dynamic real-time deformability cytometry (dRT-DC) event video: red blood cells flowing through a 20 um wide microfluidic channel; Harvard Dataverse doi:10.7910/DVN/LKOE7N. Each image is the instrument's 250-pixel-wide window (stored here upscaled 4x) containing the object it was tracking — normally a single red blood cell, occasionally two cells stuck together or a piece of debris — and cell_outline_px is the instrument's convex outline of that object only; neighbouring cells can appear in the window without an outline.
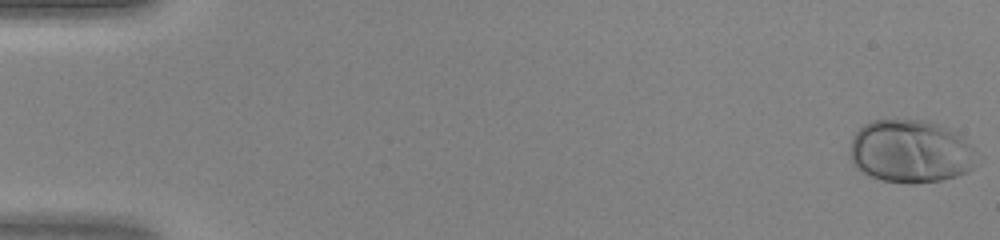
{"species": "human", "species_latin": "Homo sapiens", "temperature_condition": "warm", "stored_images_in_passage": 39, "camera_frame_rate_fps": 3000, "um_per_image_px": 0.085, "donor": {"sex": "female"}, "frame": {"image": 1, "passage_image": 1, "time_ms": 0.0, "image_size_px": [1000, 240], "cell_outline_px": [[984, 160], [968, 172], [956, 176], [940, 180], [916, 184], [908, 184], [884, 180], [868, 176], [856, 168], [852, 160], [852, 136], [864, 124], [872, 120], [928, 120], [940, 124], [956, 132]], "centroid_in_image_um": [77.47, 12.88], "position_along_channel_um": 7.5, "area_um2": 47.05}}
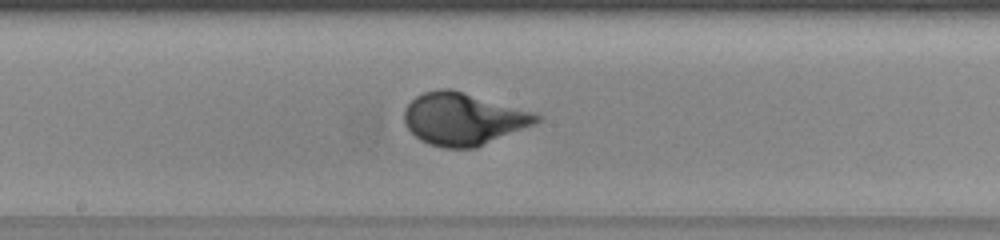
{"frame": {"image": 2, "passage_image": 26, "time_ms": 8.333, "image_size_px": [1000, 240], "cell_outline_px": [[544, 116], [536, 124], [476, 148], [444, 148], [428, 144], [420, 140], [404, 124], [404, 108], [416, 96], [424, 92], [440, 88], [452, 88], [536, 112]], "centroid_in_image_um": [39.42, 10.1], "position_along_channel_um": 208.8, "area_um2": 40.86}}
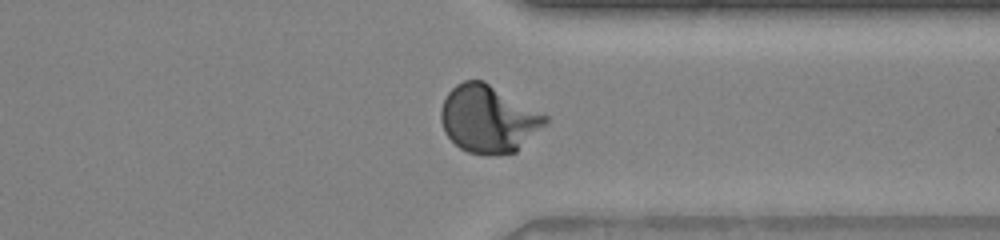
{"frame": {"image": 3, "passage_image": 37, "time_ms": 12.0, "image_size_px": [1000, 240], "cell_outline_px": [[548, 124], [516, 152], [496, 156], [488, 156], [468, 152], [460, 148], [444, 132], [440, 120], [440, 112], [444, 100], [448, 92], [456, 84], [464, 80], [484, 80], [548, 116]], "centroid_in_image_um": [41.53, 10.13], "position_along_channel_um": 369.9, "area_um2": 41.38}}